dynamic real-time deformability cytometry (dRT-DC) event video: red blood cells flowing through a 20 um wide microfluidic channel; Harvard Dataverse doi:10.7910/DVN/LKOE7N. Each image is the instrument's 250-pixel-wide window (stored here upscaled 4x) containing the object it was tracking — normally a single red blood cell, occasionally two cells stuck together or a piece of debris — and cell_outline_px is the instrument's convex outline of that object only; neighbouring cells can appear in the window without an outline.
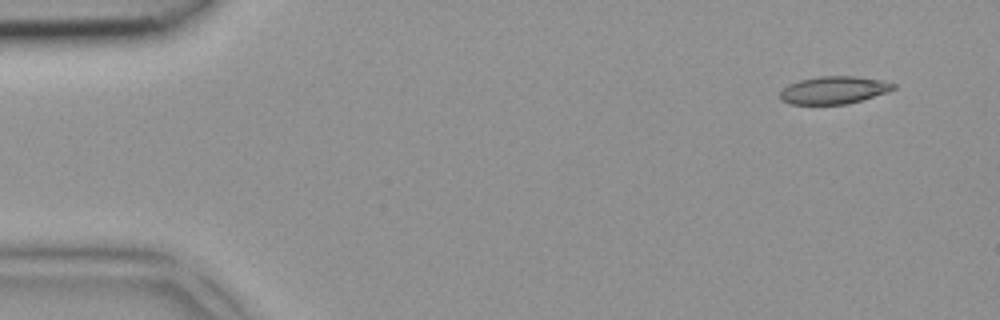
{"species": "common noctule bat (a hibernating species)", "species_latin": "Nyctalus noctula", "temperature_condition": "room temperature", "stored_images_in_passage": 4, "camera_frame_rate_fps": 3000, "um_per_image_px": 0.085, "animal": {"sex": "female", "body_mass_g": 18.4}, "frame": {"image": 1, "passage_image": 1, "time_ms": 0.0, "image_size_px": [1000, 320], "cell_outline_px": [[896, 88], [848, 104], [788, 104], [780, 100], [780, 92], [788, 84], [800, 80], [820, 76], [852, 76], [880, 80], [896, 84]], "centroid_in_image_um": [70.81, 7.66], "position_along_channel_um": 14.2, "area_um2": 17.98}}
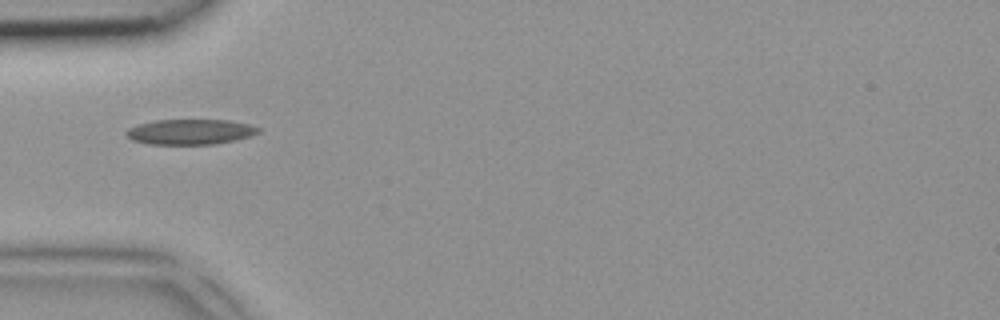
{"frame": {"image": 2, "passage_image": 4, "time_ms": 1.0, "image_size_px": [1000, 320], "cell_outline_px": [[260, 132], [252, 136], [236, 140], [216, 144], [148, 144], [132, 140], [124, 136], [124, 132], [128, 128], [140, 124], [156, 120], [228, 120], [248, 124], [260, 128]], "centroid_in_image_um": [16.16, 11.21], "position_along_channel_um": 68.8, "area_um2": 19.59}}